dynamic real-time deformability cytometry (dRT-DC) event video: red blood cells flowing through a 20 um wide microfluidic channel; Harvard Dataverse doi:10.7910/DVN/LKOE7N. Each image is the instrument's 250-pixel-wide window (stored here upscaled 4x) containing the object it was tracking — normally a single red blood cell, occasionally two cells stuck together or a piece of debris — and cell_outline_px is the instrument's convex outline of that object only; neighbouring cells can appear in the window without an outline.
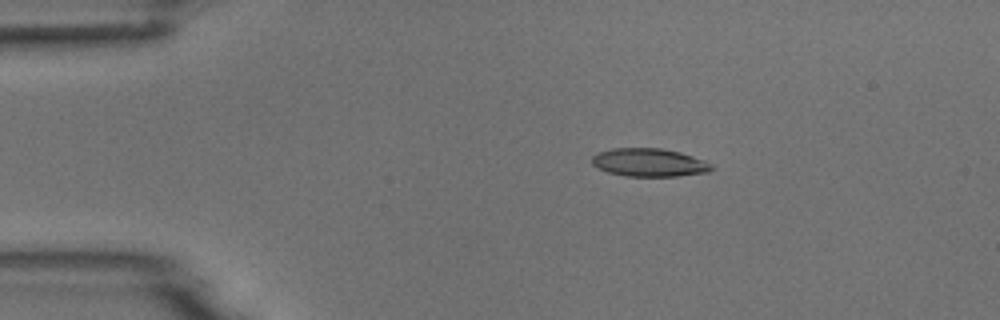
{"species": "common noctule bat (a hibernating species)", "species_latin": "Nyctalus noctula", "temperature_condition": "room temperature", "stored_images_in_passage": 6, "camera_frame_rate_fps": 3000, "um_per_image_px": 0.085, "animal": {"sex": "male", "body_mass_g": 18.8}, "frame": {"image": 1, "passage_image": 3, "time_ms": 2.333, "image_size_px": [1000, 320], "cell_outline_px": [[716, 168], [708, 172], [676, 176], [628, 176], [608, 172], [596, 168], [592, 164], [592, 156], [596, 152], [612, 148], [660, 148], [680, 152], [704, 160], [712, 164]], "centroid_in_image_um": [55.17, 13.81], "position_along_channel_um": 29.8, "area_um2": 19.77}}
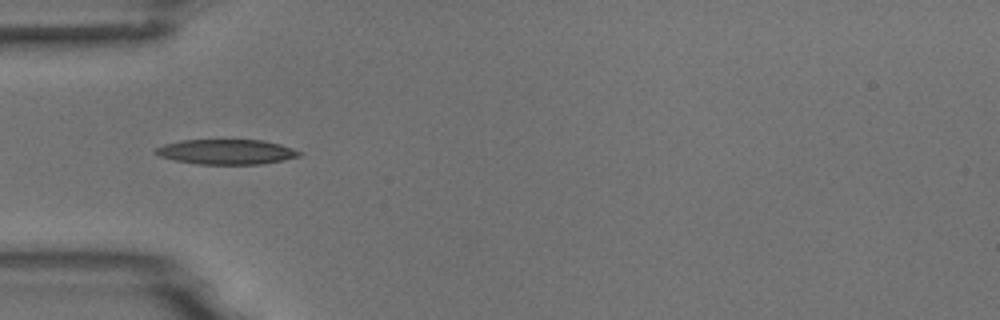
{"frame": {"image": 2, "passage_image": 5, "time_ms": 4.667, "image_size_px": [1000, 320], "cell_outline_px": [[304, 152], [300, 156], [284, 160], [260, 164], [196, 164], [176, 160], [160, 156], [152, 152], [156, 148], [164, 144], [180, 140], [264, 140], [280, 144]], "centroid_in_image_um": [19.26, 12.9], "position_along_channel_um": 65.7, "area_um2": 20.98}}